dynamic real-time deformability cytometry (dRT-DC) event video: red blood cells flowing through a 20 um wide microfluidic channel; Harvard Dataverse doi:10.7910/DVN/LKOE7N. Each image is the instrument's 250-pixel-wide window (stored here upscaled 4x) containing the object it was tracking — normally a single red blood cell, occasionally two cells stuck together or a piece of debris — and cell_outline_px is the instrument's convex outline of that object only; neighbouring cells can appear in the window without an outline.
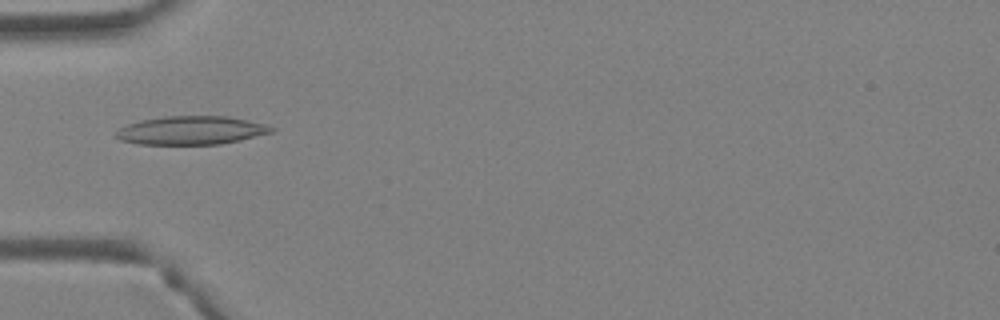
{"species": "Egyptian fruit bat (a non-hibernating species)", "species_latin": "Rousettus aegyptiacus", "temperature_condition": "warm", "stored_images_in_passage": 4, "camera_frame_rate_fps": 3000, "um_per_image_px": 0.085, "animal": {"sex": "female"}, "frame": {"image": 1, "passage_image": 4, "time_ms": 1.0, "image_size_px": [1000, 320], "cell_outline_px": [[276, 128], [272, 132], [240, 140], [220, 144], [140, 144], [120, 140], [112, 132], [128, 124], [140, 120], [164, 116], [228, 116], [268, 124]], "centroid_in_image_um": [16.26, 11.07], "position_along_channel_um": 68.7, "area_um2": 25.89}}